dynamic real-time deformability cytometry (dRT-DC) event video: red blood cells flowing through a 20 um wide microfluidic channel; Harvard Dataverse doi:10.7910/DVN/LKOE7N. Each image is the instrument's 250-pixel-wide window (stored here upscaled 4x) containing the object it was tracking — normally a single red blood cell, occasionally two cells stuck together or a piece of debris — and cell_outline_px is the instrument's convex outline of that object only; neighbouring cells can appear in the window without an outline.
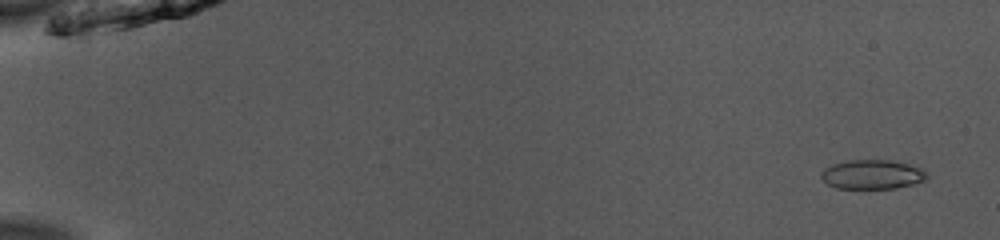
{"species": "common noctule bat (a hibernating species)", "species_latin": "Nyctalus noctula", "temperature_condition": "room temperature", "stored_images_in_passage": 52, "camera_frame_rate_fps": 3000, "um_per_image_px": 0.085, "animal": {"sex": "male", "body_mass_g": 13.0, "forearm_length_mm": 53.1}, "frame": {"image": 1, "passage_image": 3, "time_ms": 0.667, "image_size_px": [1000, 240], "cell_outline_px": [[928, 176], [924, 180], [912, 184], [896, 188], [836, 188], [828, 184], [820, 176], [820, 172], [824, 168], [832, 164], [848, 160], [892, 160], [924, 168]], "centroid_in_image_um": [74.14, 14.82], "position_along_channel_um": 10.9, "area_um2": 18.09}}
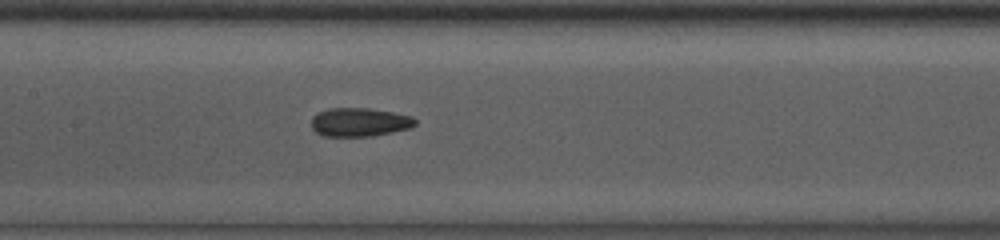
{"frame": {"image": 2, "passage_image": 27, "time_ms": 8.667, "image_size_px": [1000, 240], "cell_outline_px": [[416, 124], [412, 128], [372, 136], [324, 136], [316, 132], [312, 128], [312, 116], [328, 108], [368, 108], [392, 112], [412, 116], [416, 120]], "centroid_in_image_um": [30.58, 10.38], "position_along_channel_um": 176.8, "area_um2": 17.34}}
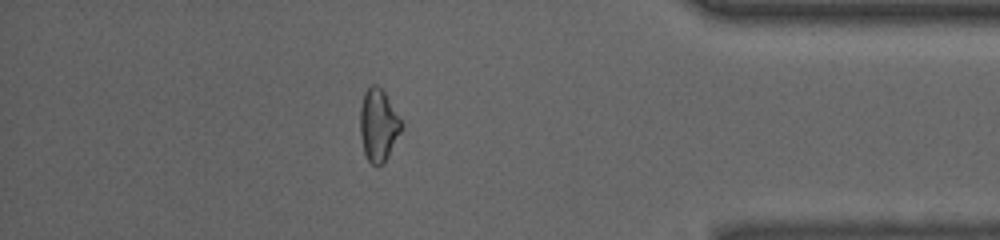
{"frame": {"image": 3, "passage_image": 46, "time_ms": 15.0, "image_size_px": [1000, 240], "cell_outline_px": [[404, 128], [384, 164], [372, 164], [368, 160], [364, 152], [360, 136], [360, 108], [364, 92], [372, 84], [376, 84], [384, 92], [404, 124]], "centroid_in_image_um": [32.18, 10.65], "position_along_channel_um": 403.0, "area_um2": 17.57}, "authors_computed_cell_mechanics": {"area_um2": 17.8024, "velocity_mm_per_s": 3.9702, "shape_relaxation_time_tau1_ms": null, "shape_relaxation_time_tau2_ms": 1.9298, "deformation_change_tau1": null, "deformation_change_tau2": 0.0992}}